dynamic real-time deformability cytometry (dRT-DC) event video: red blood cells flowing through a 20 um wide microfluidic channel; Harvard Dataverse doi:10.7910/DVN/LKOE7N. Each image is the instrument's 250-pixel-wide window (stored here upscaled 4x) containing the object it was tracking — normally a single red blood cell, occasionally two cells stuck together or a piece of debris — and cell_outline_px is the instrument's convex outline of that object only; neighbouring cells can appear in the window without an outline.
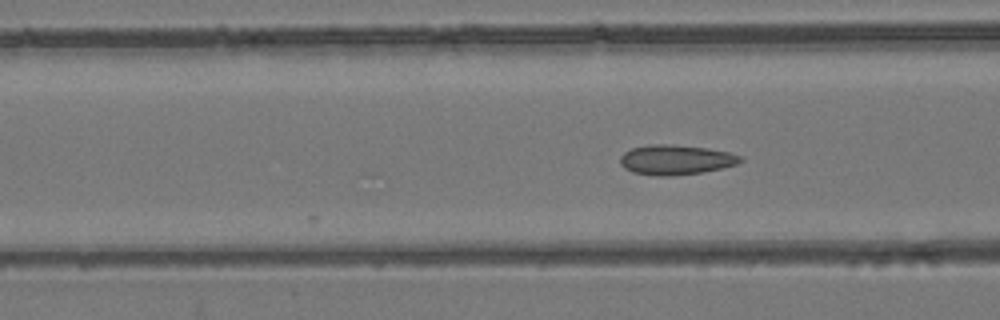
{"species": "common noctule bat (a hibernating species)", "species_latin": "Nyctalus noctula", "temperature_condition": "room temperature", "stored_images_in_passage": 5, "camera_frame_rate_fps": 3000, "um_per_image_px": 0.085, "animal": {"sex": "female", "body_mass_g": 24.6, "forearm_length_mm": 56.2}, "frame": {"image": 1, "passage_image": 5, "time_ms": 1.333, "image_size_px": [1000, 320], "cell_outline_px": [[744, 160], [736, 164], [704, 172], [672, 176], [656, 176], [632, 172], [624, 168], [620, 164], [620, 156], [624, 152], [632, 148], [648, 144], [672, 144], [708, 148], [728, 152], [744, 156]], "centroid_in_image_um": [57.44, 13.58], "position_along_channel_um": 109.2, "area_um2": 21.15}}